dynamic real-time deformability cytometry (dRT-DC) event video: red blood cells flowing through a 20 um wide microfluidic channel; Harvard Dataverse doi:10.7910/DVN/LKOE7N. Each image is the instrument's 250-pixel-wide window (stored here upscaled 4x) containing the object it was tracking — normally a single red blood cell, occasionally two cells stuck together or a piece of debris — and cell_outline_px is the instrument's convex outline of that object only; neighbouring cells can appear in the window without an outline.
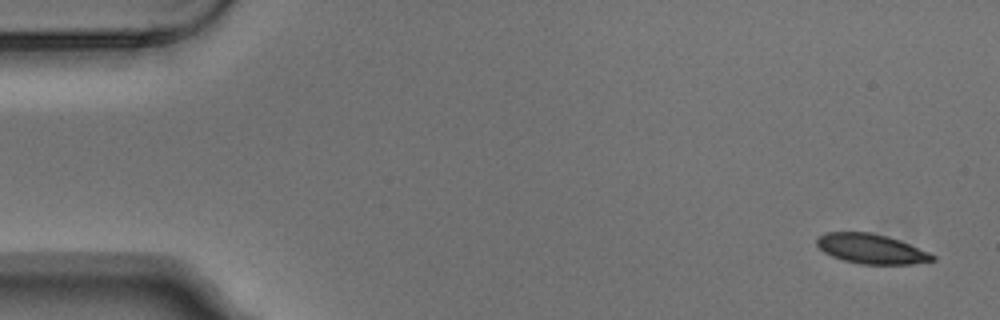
{"species": "Egyptian fruit bat (a non-hibernating species)", "species_latin": "Rousettus aegyptiacus", "temperature_condition": "warm", "stored_images_in_passage": 6, "camera_frame_rate_fps": 3000, "um_per_image_px": 0.085, "animal": {"sex": "male"}, "frame": {"image": 1, "passage_image": 1, "time_ms": 0.0, "image_size_px": [1000, 320], "cell_outline_px": [[936, 260], [912, 264], [860, 264], [844, 260], [832, 256], [824, 252], [816, 244], [816, 236], [824, 232], [872, 232], [888, 236], [900, 240], [928, 252], [936, 256]], "centroid_in_image_um": [74.03, 21.14], "position_along_channel_um": 11.0, "area_um2": 20.17}}
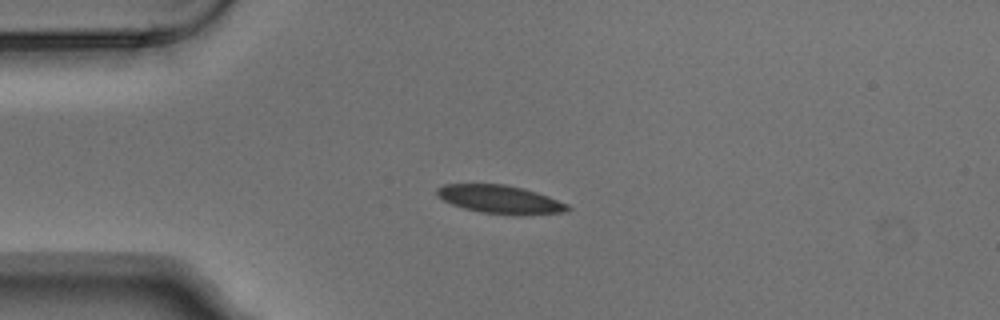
{"frame": {"image": 2, "passage_image": 4, "time_ms": 1.0, "image_size_px": [1000, 320], "cell_outline_px": [[572, 208], [568, 212], [520, 216], [480, 212], [464, 208], [440, 200], [436, 196], [436, 188], [444, 184], [504, 184], [524, 188], [548, 196], [568, 204]], "centroid_in_image_um": [42.52, 16.96], "position_along_channel_um": 42.5, "area_um2": 21.96}}
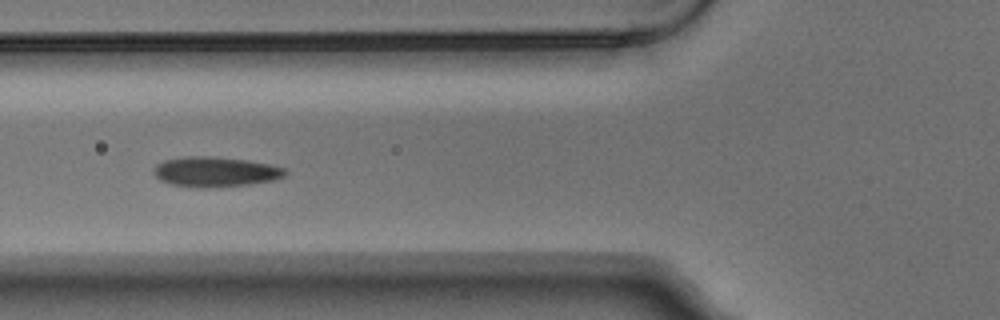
{"frame": {"image": 3, "passage_image": 6, "time_ms": 1.667, "image_size_px": [1000, 320], "cell_outline_px": [[288, 172], [284, 176], [272, 180], [248, 184], [208, 188], [200, 188], [172, 184], [160, 180], [152, 172], [156, 164], [164, 160], [184, 156], [216, 156], [248, 160], [268, 164], [284, 168]], "centroid_in_image_um": [18.27, 14.59], "position_along_channel_um": 107.5, "area_um2": 23.06}}